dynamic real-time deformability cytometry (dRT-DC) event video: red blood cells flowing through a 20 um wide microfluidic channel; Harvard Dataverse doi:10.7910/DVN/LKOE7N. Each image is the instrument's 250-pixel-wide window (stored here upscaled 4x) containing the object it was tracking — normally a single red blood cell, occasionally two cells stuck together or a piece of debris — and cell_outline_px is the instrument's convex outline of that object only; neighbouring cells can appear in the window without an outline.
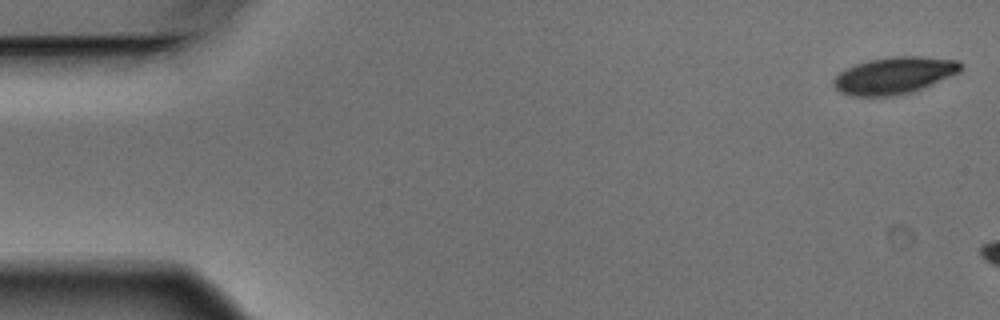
{"species": "Egyptian fruit bat (a non-hibernating species)", "species_latin": "Rousettus aegyptiacus", "temperature_condition": "warm", "stored_images_in_passage": 3, "camera_frame_rate_fps": 3000, "um_per_image_px": 0.085, "animal": {"sex": "male"}, "frame": {"image": 1, "passage_image": 1, "time_ms": 0.0, "image_size_px": [1000, 320], "cell_outline_px": [[964, 68], [960, 72], [912, 92], [892, 96], [852, 96], [840, 92], [832, 84], [832, 80], [840, 72], [856, 64], [868, 60], [892, 56], [920, 56], [960, 60], [964, 64]], "centroid_in_image_um": [76.04, 6.4], "position_along_channel_um": 9.0, "area_um2": 27.46}}